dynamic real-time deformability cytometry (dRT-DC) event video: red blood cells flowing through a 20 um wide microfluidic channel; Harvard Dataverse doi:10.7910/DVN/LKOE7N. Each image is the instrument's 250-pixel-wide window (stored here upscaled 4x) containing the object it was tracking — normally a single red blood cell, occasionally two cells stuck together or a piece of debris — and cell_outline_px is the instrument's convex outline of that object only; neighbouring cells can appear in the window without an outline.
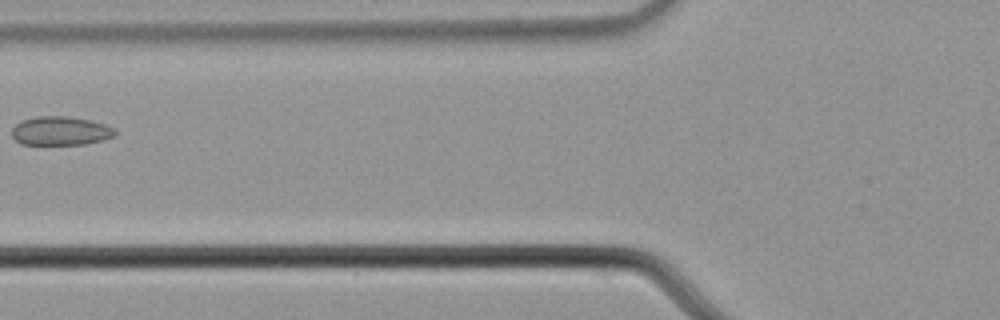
{"species": "common noctule bat (a hibernating species)", "species_latin": "Nyctalus noctula", "temperature_condition": "cold", "stored_images_in_passage": 4, "camera_frame_rate_fps": 3000, "um_per_image_px": 0.085, "animal": {"sex": "male", "body_mass_g": 21.5, "forearm_length_mm": 52.0}, "frame": {"image": 1, "passage_image": 4, "time_ms": 1.0, "image_size_px": [1000, 320], "cell_outline_px": [[116, 136], [104, 140], [84, 144], [20, 144], [12, 136], [12, 128], [20, 120], [36, 116], [68, 116], [88, 120], [104, 124], [116, 128]], "centroid_in_image_um": [5.15, 11.12], "position_along_channel_um": 120.6, "area_um2": 17.46}}